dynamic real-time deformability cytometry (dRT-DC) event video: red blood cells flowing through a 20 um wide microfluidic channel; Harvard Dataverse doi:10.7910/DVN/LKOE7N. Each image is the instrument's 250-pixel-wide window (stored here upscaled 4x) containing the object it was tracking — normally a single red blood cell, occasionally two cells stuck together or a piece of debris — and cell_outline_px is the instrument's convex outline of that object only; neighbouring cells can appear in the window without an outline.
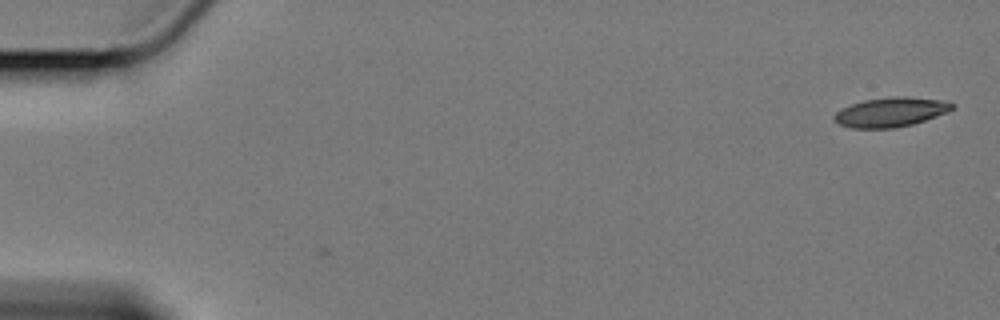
{"species": "Egyptian fruit bat (a non-hibernating species)", "species_latin": "Rousettus aegyptiacus", "temperature_condition": "cold", "stored_images_in_passage": 3, "camera_frame_rate_fps": 3000, "um_per_image_px": 0.085, "animal": {"sex": "female"}, "frame": {"image": 1, "passage_image": 3, "time_ms": 0.667, "image_size_px": [1000, 320], "cell_outline_px": [[956, 108], [948, 112], [912, 124], [896, 128], [852, 128], [840, 124], [832, 120], [832, 116], [836, 112], [852, 104], [864, 100], [896, 96], [904, 96], [948, 100], [956, 104]], "centroid_in_image_um": [75.77, 9.52], "position_along_channel_um": 9.2, "area_um2": 20.4}}